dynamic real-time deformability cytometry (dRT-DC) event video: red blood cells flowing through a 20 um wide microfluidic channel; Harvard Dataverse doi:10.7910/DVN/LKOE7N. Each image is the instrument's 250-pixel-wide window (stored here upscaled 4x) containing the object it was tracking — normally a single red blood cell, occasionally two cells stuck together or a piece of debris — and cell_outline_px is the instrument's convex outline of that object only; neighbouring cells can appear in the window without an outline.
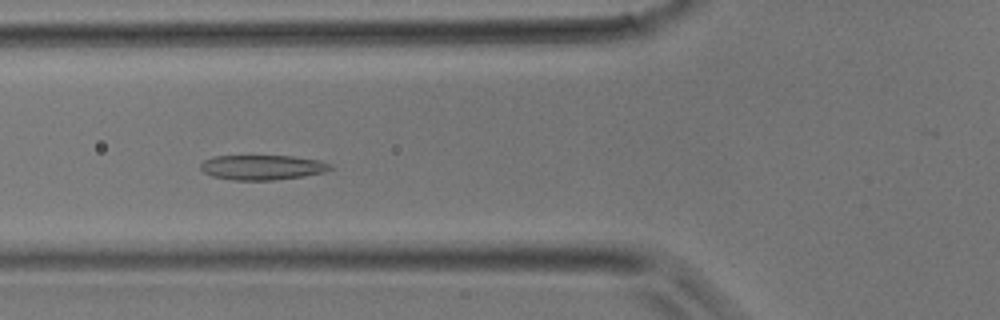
{"species": "common noctule bat (a hibernating species)", "species_latin": "Nyctalus noctula", "temperature_condition": "room temperature", "stored_images_in_passage": 39, "camera_frame_rate_fps": 3000, "um_per_image_px": 0.085, "animal": {"sex": "male", "body_mass_g": 17.9}, "frame": {"image": 1, "passage_image": 15, "time_ms": 4.667, "image_size_px": [1000, 320], "cell_outline_px": [[332, 168], [324, 172], [304, 176], [272, 180], [236, 180], [212, 176], [204, 172], [200, 168], [200, 164], [204, 160], [212, 156], [292, 156], [320, 160], [332, 164]], "centroid_in_image_um": [22.3, 14.22], "position_along_channel_um": 103.5, "area_um2": 18.79}}
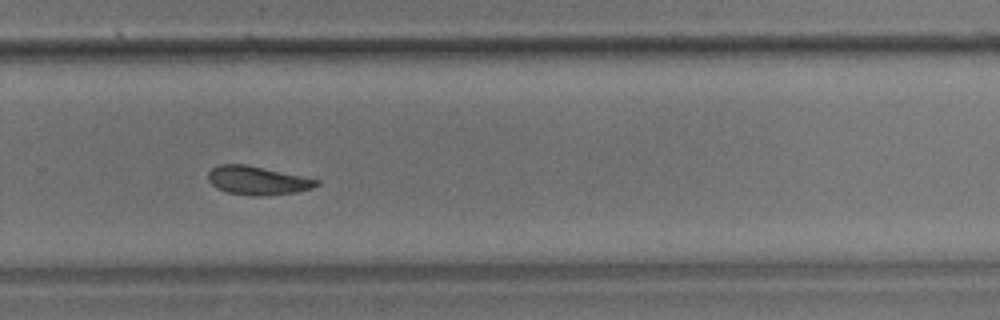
{"frame": {"image": 2, "passage_image": 27, "time_ms": 8.667, "image_size_px": [1000, 320], "cell_outline_px": [[320, 184], [312, 188], [296, 192], [260, 196], [248, 196], [228, 192], [216, 188], [208, 180], [208, 172], [212, 168], [220, 164], [244, 164], [320, 180]], "centroid_in_image_um": [21.86, 15.35], "position_along_channel_um": 307.9, "area_um2": 17.92}}
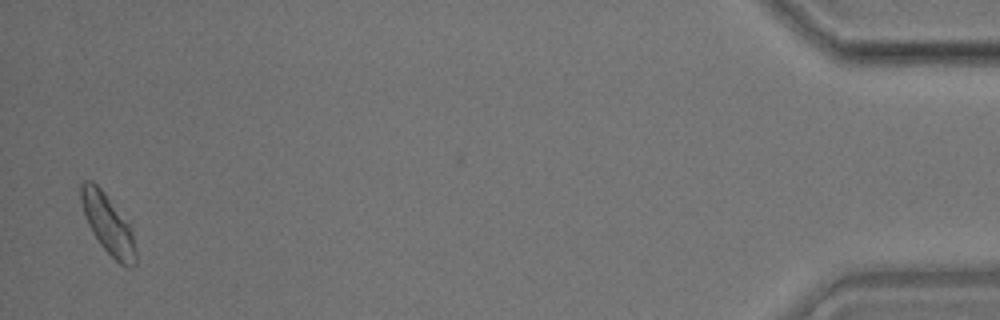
{"frame": {"image": 3, "passage_image": 39, "time_ms": 12.667, "image_size_px": [1000, 320], "cell_outline_px": [[136, 264], [132, 268], [128, 268], [120, 264], [100, 244], [92, 232], [88, 224], [80, 200], [80, 184], [84, 180], [92, 180], [104, 192], [128, 220], [132, 232], [136, 252]], "centroid_in_image_um": [9.19, 19.04], "position_along_channel_um": 426.0, "area_um2": 19.07}}